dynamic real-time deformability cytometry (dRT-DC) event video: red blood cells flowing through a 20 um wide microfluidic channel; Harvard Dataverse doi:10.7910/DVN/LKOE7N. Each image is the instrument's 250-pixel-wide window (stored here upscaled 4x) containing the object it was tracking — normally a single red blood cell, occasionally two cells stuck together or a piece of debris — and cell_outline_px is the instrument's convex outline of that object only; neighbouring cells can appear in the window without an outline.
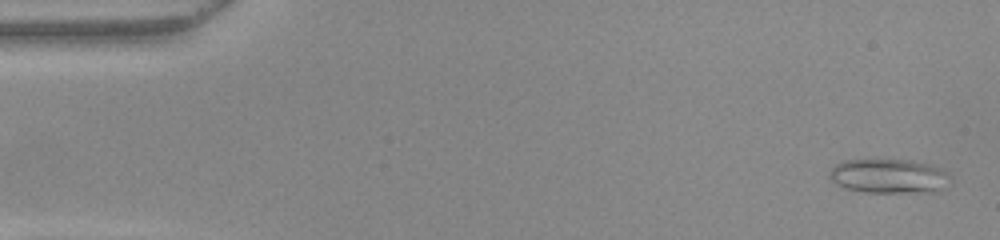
{"species": "common noctule bat (a hibernating species)", "species_latin": "Nyctalus noctula", "temperature_condition": "warm", "stored_images_in_passage": 51, "camera_frame_rate_fps": 3000, "um_per_image_px": 0.085, "animal": {"sex": "female", "body_mass_g": 22.0, "forearm_length_mm": 56.7}, "frame": {"image": 1, "passage_image": 2, "time_ms": 0.333, "image_size_px": [1000, 240], "cell_outline_px": [[944, 172], [936, 188], [932, 192], [864, 192], [844, 188], [836, 184], [828, 176], [828, 172], [836, 164], [844, 160], [880, 156], [912, 160], [928, 164], [940, 168]], "centroid_in_image_um": [75.3, 14.89], "position_along_channel_um": 9.7, "area_um2": 24.1}}
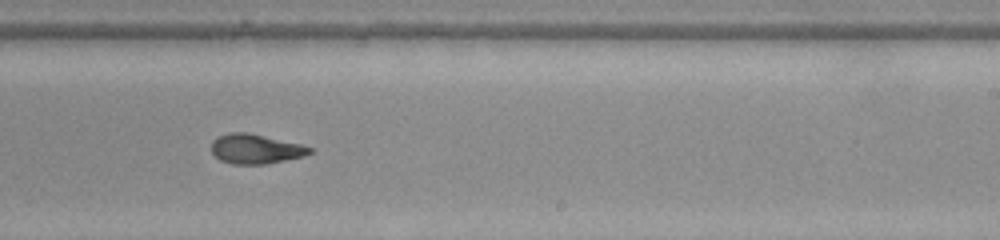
{"frame": {"image": 2, "passage_image": 31, "time_ms": 10.0, "image_size_px": [1000, 240], "cell_outline_px": [[312, 152], [304, 156], [268, 164], [232, 164], [220, 160], [212, 152], [212, 140], [228, 132], [248, 132], [300, 144], [312, 148]], "centroid_in_image_um": [21.72, 12.66], "position_along_channel_um": 267.3, "area_um2": 16.94}}
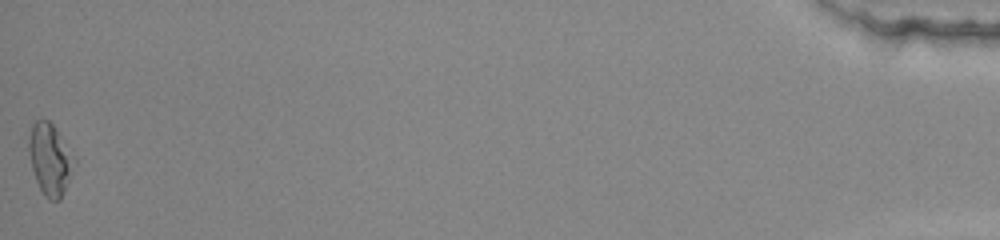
{"frame": {"image": 3, "passage_image": 51, "time_ms": 16.667, "image_size_px": [1000, 240], "cell_outline_px": [[76, 164], [60, 200], [48, 200], [44, 196], [36, 180], [32, 168], [28, 152], [28, 136], [32, 124], [40, 116], [48, 120], [52, 124], [76, 160]], "centroid_in_image_um": [4.23, 13.52], "position_along_channel_um": 431.0, "area_um2": 18.96}, "authors_computed_cell_mechanics": {"area_um2": 17.4556, "velocity_mm_per_s": 3.994, "shape_relaxation_time_tau1_ms": null, "shape_relaxation_time_tau2_ms": 4.3652, "deformation_change_tau1": null, "deformation_change_tau2": 0.1051}}